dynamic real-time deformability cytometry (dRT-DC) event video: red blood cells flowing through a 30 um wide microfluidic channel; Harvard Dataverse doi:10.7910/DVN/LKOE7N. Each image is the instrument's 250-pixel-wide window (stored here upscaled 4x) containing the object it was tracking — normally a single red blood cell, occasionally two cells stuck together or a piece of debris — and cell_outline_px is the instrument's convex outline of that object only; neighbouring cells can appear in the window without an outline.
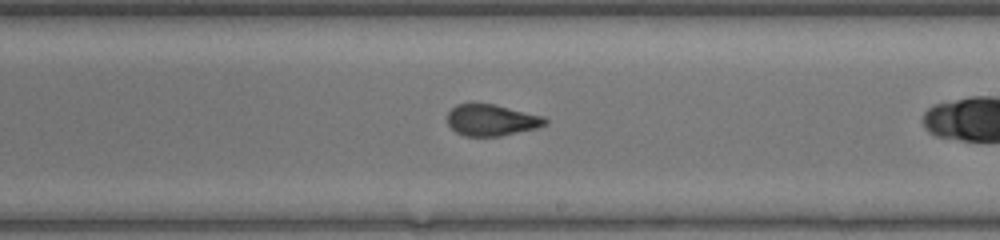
{"species": "common noctule bat (a hibernating species)", "species_latin": "Nyctalus noctula", "temperature_condition": "warm", "stored_images_in_passage": 23, "segment_of_instrument_passage": [2, 2], "camera_frame_rate_fps": 3000, "um_per_image_px": 0.085, "animal": {"sex": "female", "body_mass_g": 17.0, "forearm_length_mm": 48.0}, "frame": {"image": 1, "passage_image": 14, "time_ms": 4.333, "image_size_px": [1000, 240], "cell_outline_px": [[548, 124], [536, 128], [500, 136], [464, 136], [456, 132], [448, 124], [448, 112], [456, 104], [492, 104], [544, 116], [548, 120]], "centroid_in_image_um": [41.79, 10.22], "position_along_channel_um": 247.2, "area_um2": 17.74}}
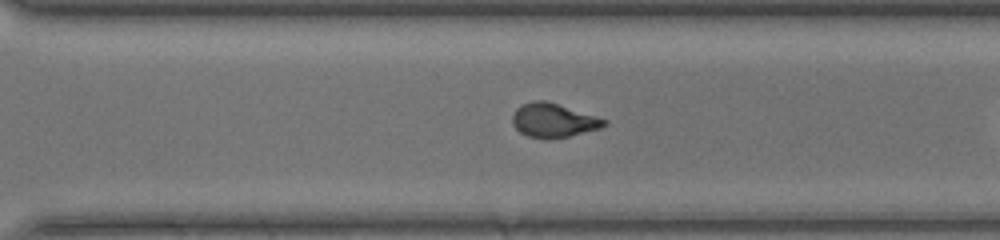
{"frame": {"image": 2, "passage_image": 19, "time_ms": 6.0, "image_size_px": [1000, 240], "cell_outline_px": [[608, 124], [600, 128], [568, 136], [528, 136], [520, 132], [512, 124], [512, 116], [516, 108], [520, 104], [532, 100], [544, 100], [596, 116], [608, 120]], "centroid_in_image_um": [47.02, 10.18], "position_along_channel_um": 323.6, "area_um2": 17.63}}
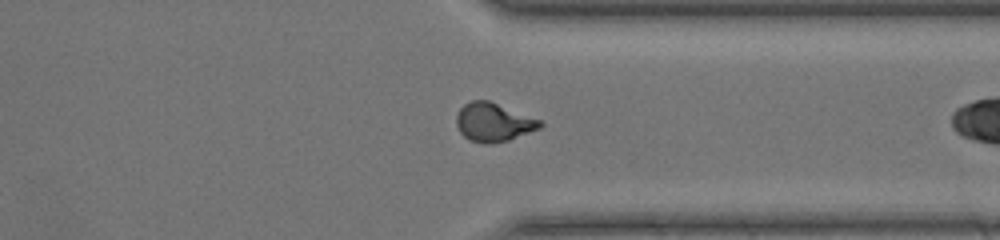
{"frame": {"image": 3, "passage_image": 22, "time_ms": 7.0, "image_size_px": [1000, 240], "cell_outline_px": [[544, 124], [540, 128], [508, 140], [492, 144], [484, 144], [468, 140], [460, 132], [456, 124], [456, 116], [460, 108], [464, 104], [472, 100], [488, 100], [540, 120]], "centroid_in_image_um": [41.91, 10.4], "position_along_channel_um": 369.5, "area_um2": 18.73}}